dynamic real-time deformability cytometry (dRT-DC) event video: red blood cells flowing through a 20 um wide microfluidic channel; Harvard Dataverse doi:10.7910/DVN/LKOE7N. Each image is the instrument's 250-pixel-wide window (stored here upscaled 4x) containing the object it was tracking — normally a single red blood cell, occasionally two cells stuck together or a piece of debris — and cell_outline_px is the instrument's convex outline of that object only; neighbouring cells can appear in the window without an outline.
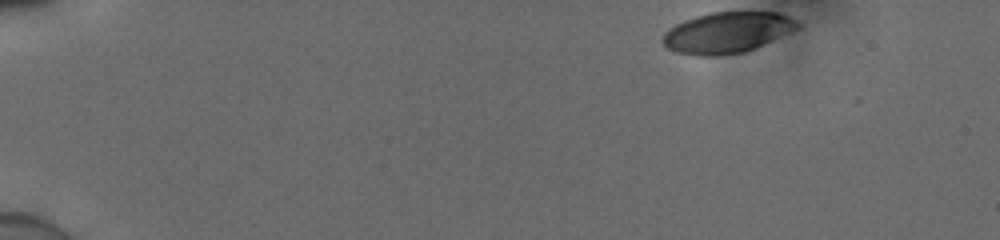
{"species": "human", "species_latin": "Homo sapiens", "temperature_condition": "cold", "stored_images_in_passage": 42, "camera_frame_rate_fps": 3000, "um_per_image_px": 0.085, "donor": {"sex": "male"}, "frame": {"image": 1, "passage_image": 1, "time_ms": 0.0, "image_size_px": [1000, 240], "cell_outline_px": [[800, 28], [744, 52], [720, 56], [700, 56], [676, 52], [668, 48], [660, 40], [664, 32], [668, 28], [684, 20], [696, 16], [712, 12], [776, 12], [800, 20]], "centroid_in_image_um": [61.8, 2.76], "position_along_channel_um": 23.2, "area_um2": 32.25}}
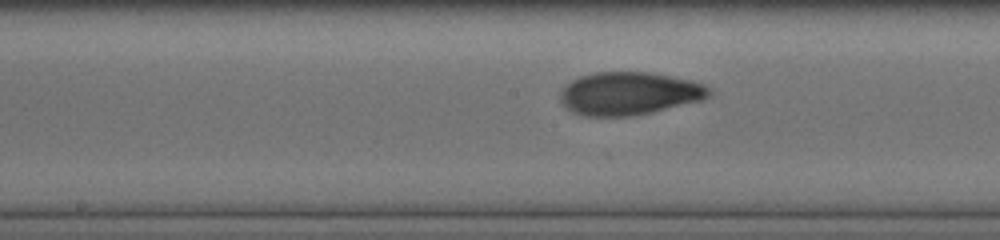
{"frame": {"image": 2, "passage_image": 24, "time_ms": 7.667, "image_size_px": [1000, 240], "cell_outline_px": [[712, 92], [708, 96], [700, 100], [652, 112], [628, 116], [584, 116], [572, 112], [560, 100], [560, 92], [572, 80], [580, 76], [596, 72], [648, 72], [672, 76], [692, 80], [704, 84], [712, 88]], "centroid_in_image_um": [53.49, 7.94], "position_along_channel_um": 194.7, "area_um2": 37.11}}
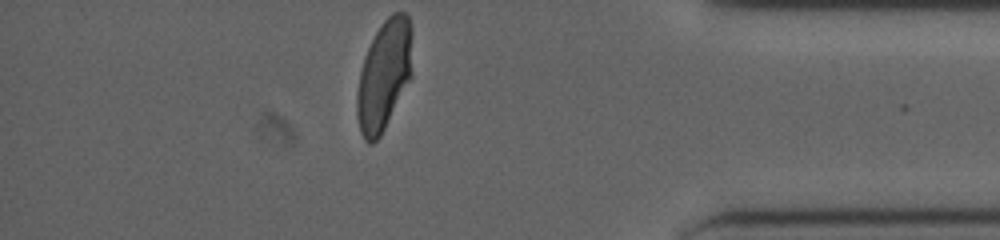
{"frame": {"image": 3, "passage_image": 42, "time_ms": 13.667, "image_size_px": [1000, 240], "cell_outline_px": [[412, 76], [380, 136], [372, 144], [368, 144], [364, 140], [360, 132], [356, 116], [356, 92], [360, 72], [364, 56], [376, 32], [384, 20], [392, 12], [404, 12], [408, 16], [412, 28]], "centroid_in_image_um": [32.64, 6.39], "position_along_channel_um": 402.6, "area_um2": 35.84}, "authors_computed_cell_mechanics": {"area_um2": 35.836, "velocity_mm_per_s": 3.8898, "shape_relaxation_time_tau1_ms": 4.754, "shape_relaxation_time_tau2_ms": 1.2051, "deformation_change_tau1": 0.1707, "deformation_change_tau2": 0.063}}